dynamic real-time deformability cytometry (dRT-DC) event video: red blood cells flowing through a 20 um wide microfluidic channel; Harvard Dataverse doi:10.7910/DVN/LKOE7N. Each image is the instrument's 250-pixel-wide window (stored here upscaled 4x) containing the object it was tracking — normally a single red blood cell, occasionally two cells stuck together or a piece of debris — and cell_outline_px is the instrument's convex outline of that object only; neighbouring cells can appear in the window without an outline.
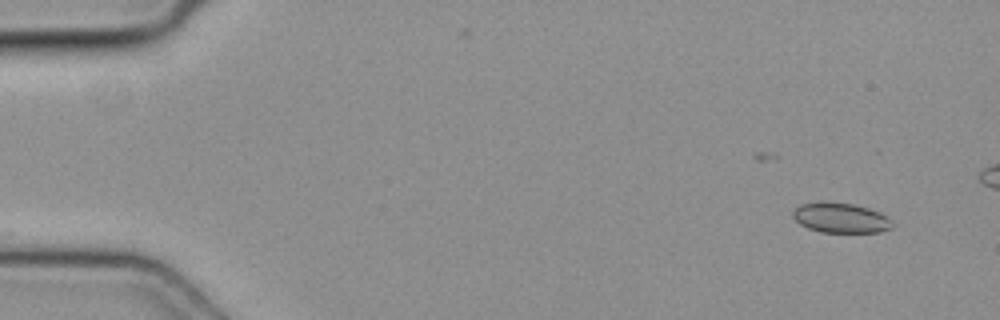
{"species": "common noctule bat (a hibernating species)", "species_latin": "Nyctalus noctula", "temperature_condition": "cold", "stored_images_in_passage": 14, "camera_frame_rate_fps": 3000, "um_per_image_px": 0.085, "animal": {"sex": "female", "body_mass_g": 19.3, "forearm_length_mm": 54.1}, "frame": {"image": 1, "passage_image": 1, "time_ms": 0.0, "image_size_px": [1000, 320], "cell_outline_px": [[892, 228], [880, 232], [820, 232], [808, 228], [800, 224], [792, 216], [792, 212], [800, 204], [852, 204], [868, 208], [880, 212], [888, 216], [892, 220]], "centroid_in_image_um": [71.51, 18.56], "position_along_channel_um": 13.5, "area_um2": 16.88}}